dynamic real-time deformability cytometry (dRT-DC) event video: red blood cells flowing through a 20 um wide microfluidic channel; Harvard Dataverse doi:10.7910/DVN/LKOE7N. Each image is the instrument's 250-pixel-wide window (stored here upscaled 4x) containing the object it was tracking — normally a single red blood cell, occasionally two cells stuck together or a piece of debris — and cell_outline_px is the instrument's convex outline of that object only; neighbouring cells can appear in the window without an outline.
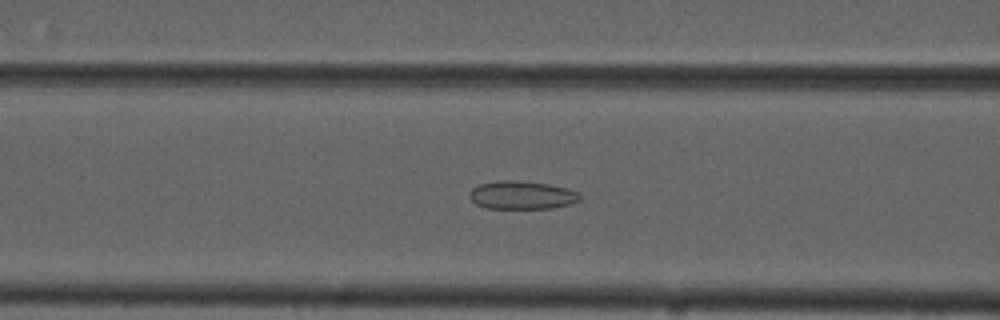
{"species": "common noctule bat (a hibernating species)", "species_latin": "Nyctalus noctula", "temperature_condition": "cold", "stored_images_in_passage": 56, "camera_frame_rate_fps": 3000, "um_per_image_px": 0.085, "animal": {"sex": "male", "forearm_length_mm": 52.5}, "frame": {"image": 1, "passage_image": 23, "time_ms": 7.333, "image_size_px": [1000, 320], "cell_outline_px": [[580, 200], [572, 204], [552, 208], [484, 208], [476, 204], [468, 196], [468, 192], [472, 188], [480, 184], [500, 180], [512, 180], [548, 184], [568, 188], [576, 192], [580, 196]], "centroid_in_image_um": [44.33, 16.59], "position_along_channel_um": 122.3, "area_um2": 18.15}}
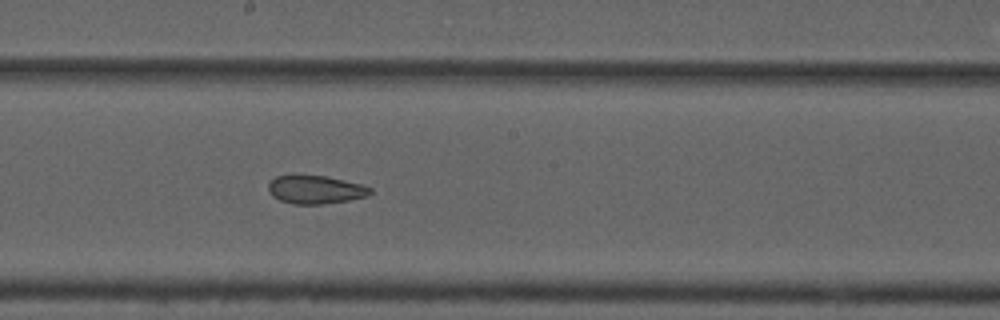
{"frame": {"image": 2, "passage_image": 31, "time_ms": 10.0, "image_size_px": [1000, 320], "cell_outline_px": [[372, 192], [368, 196], [348, 200], [320, 204], [292, 204], [280, 200], [272, 196], [268, 188], [268, 184], [276, 176], [292, 172], [324, 176], [344, 180], [360, 184], [372, 188]], "centroid_in_image_um": [26.76, 16.08], "position_along_channel_um": 221.4, "area_um2": 17.22}}
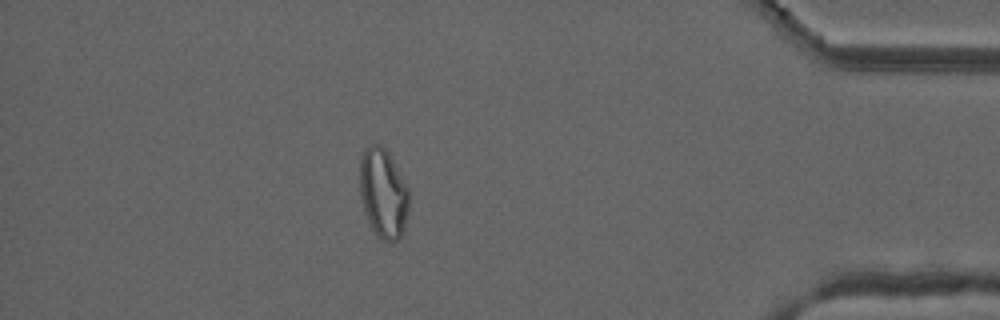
{"frame": {"image": 3, "passage_image": 49, "time_ms": 16.0, "image_size_px": [1000, 320], "cell_outline_px": [[408, 212], [404, 232], [392, 244], [380, 240], [376, 236], [368, 220], [364, 208], [360, 192], [360, 160], [364, 148], [372, 144], [380, 144], [388, 152], [408, 188]], "centroid_in_image_um": [32.58, 16.46], "position_along_channel_um": 402.6, "area_um2": 25.72}, "authors_computed_cell_mechanics": {"area_um2": 23.3801, "velocity_mm_per_s": 3.7244, "shape_relaxation_time_tau1_ms": null, "shape_relaxation_time_tau2_ms": 2.8595, "deformation_change_tau1": null, "deformation_change_tau2": 0.0878}}